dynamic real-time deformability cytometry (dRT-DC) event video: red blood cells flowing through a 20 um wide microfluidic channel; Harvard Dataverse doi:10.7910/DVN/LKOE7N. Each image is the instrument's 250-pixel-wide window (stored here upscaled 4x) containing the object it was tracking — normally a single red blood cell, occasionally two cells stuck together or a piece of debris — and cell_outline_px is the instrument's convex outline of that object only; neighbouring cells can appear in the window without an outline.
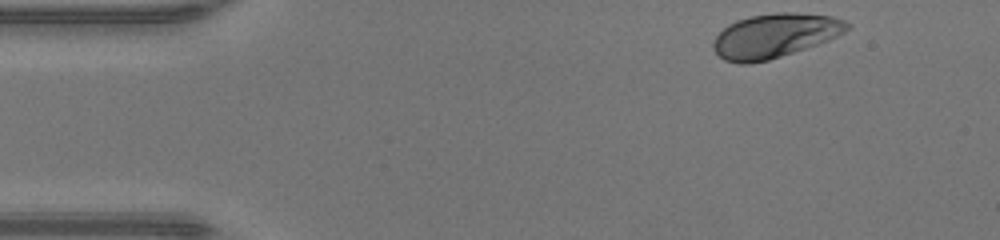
{"species": "human", "species_latin": "Homo sapiens", "temperature_condition": "warm", "stored_images_in_passage": 40, "camera_frame_rate_fps": 3000, "um_per_image_px": 0.085, "donor": {"sex": "male"}, "frame": {"image": 1, "passage_image": 1, "time_ms": 0.0, "image_size_px": [1000, 240], "cell_outline_px": [[852, 28], [828, 40], [768, 60], [748, 64], [740, 64], [724, 60], [712, 48], [712, 44], [716, 36], [728, 24], [736, 20], [752, 16], [776, 12], [796, 12], [832, 16], [844, 20], [852, 24]], "centroid_in_image_um": [65.86, 3.02], "position_along_channel_um": 19.1, "area_um2": 34.33}}
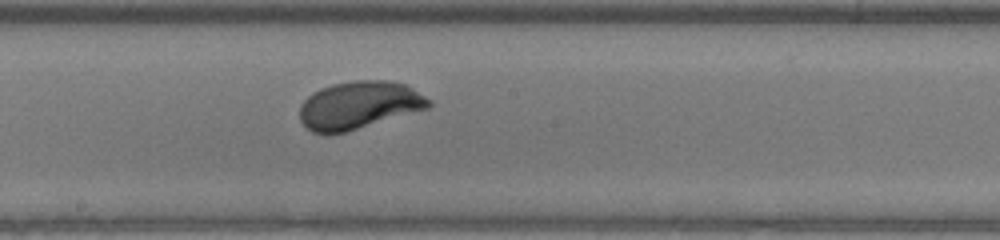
{"frame": {"image": 2, "passage_image": 21, "time_ms": 6.667, "image_size_px": [1000, 240], "cell_outline_px": [[432, 104], [428, 108], [344, 132], [312, 132], [300, 120], [300, 104], [312, 92], [320, 88], [332, 84], [352, 80], [388, 80], [404, 84], [412, 88], [432, 100]], "centroid_in_image_um": [30.51, 8.9], "position_along_channel_um": 217.7, "area_um2": 35.49}}
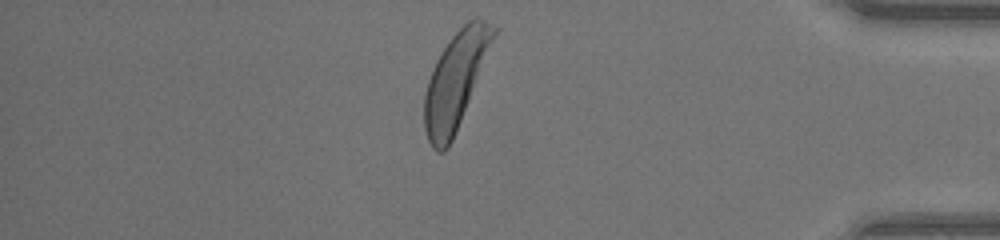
{"frame": {"image": 3, "passage_image": 36, "time_ms": 11.667, "image_size_px": [1000, 240], "cell_outline_px": [[500, 28], [452, 140], [448, 148], [444, 152], [436, 152], [432, 148], [428, 140], [424, 128], [424, 96], [428, 80], [432, 68], [440, 52], [452, 36], [468, 20], [476, 16], [480, 16]], "centroid_in_image_um": [38.74, 6.79], "position_along_channel_um": 396.5, "area_um2": 38.9}, "authors_computed_cell_mechanics": {"area_um2": 36.1539, "velocity_mm_per_s": 4.3399, "shape_relaxation_time_tau1_ms": 2.2362, "shape_relaxation_time_tau2_ms": null, "deformation_change_tau1": 0.1782, "deformation_change_tau2": null}}